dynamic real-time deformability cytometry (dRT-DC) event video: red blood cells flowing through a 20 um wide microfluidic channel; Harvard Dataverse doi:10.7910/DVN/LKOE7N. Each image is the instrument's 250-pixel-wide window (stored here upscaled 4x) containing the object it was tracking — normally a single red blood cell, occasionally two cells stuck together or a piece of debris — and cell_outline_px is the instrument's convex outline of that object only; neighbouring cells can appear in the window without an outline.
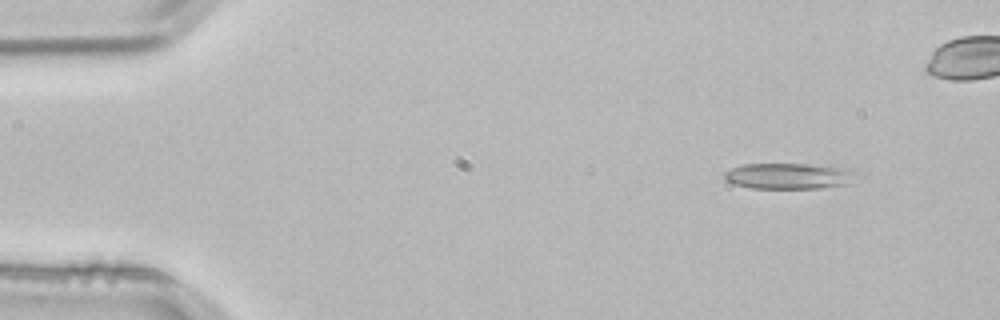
{"species": "common noctule bat (a hibernating species)", "species_latin": "Nyctalus noctula", "temperature_condition": "room temperature", "stored_images_in_passage": 4, "camera_frame_rate_fps": 3000, "um_per_image_px": 0.085, "animal": {"sex": "male", "body_mass_g": 21.5, "forearm_length_mm": 52.0}, "frame": {"image": 1, "passage_image": 1, "time_ms": 0.0, "image_size_px": [1000, 320], "cell_outline_px": [[856, 176], [848, 184], [820, 188], [752, 188], [732, 184], [724, 180], [724, 172], [732, 168], [744, 164], [808, 164], [836, 168], [856, 172]], "centroid_in_image_um": [66.95, 14.97], "position_along_channel_um": 18.0, "area_um2": 19.59}}